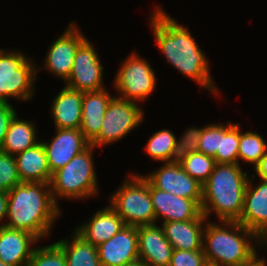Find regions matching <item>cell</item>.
Returning <instances> with one entry per match:
<instances>
[{
    "instance_id": "d6a6232c",
    "label": "cell",
    "mask_w": 267,
    "mask_h": 266,
    "mask_svg": "<svg viewBox=\"0 0 267 266\" xmlns=\"http://www.w3.org/2000/svg\"><path fill=\"white\" fill-rule=\"evenodd\" d=\"M220 144L221 123H212L202 127L198 152L214 158L217 151H220Z\"/></svg>"
},
{
    "instance_id": "1f68e13d",
    "label": "cell",
    "mask_w": 267,
    "mask_h": 266,
    "mask_svg": "<svg viewBox=\"0 0 267 266\" xmlns=\"http://www.w3.org/2000/svg\"><path fill=\"white\" fill-rule=\"evenodd\" d=\"M22 183L13 155L0 151V192H8L15 185Z\"/></svg>"
},
{
    "instance_id": "f1b7e54d",
    "label": "cell",
    "mask_w": 267,
    "mask_h": 266,
    "mask_svg": "<svg viewBox=\"0 0 267 266\" xmlns=\"http://www.w3.org/2000/svg\"><path fill=\"white\" fill-rule=\"evenodd\" d=\"M215 164L214 158L195 152L189 154L180 166L189 176L203 185L211 175Z\"/></svg>"
},
{
    "instance_id": "484cf974",
    "label": "cell",
    "mask_w": 267,
    "mask_h": 266,
    "mask_svg": "<svg viewBox=\"0 0 267 266\" xmlns=\"http://www.w3.org/2000/svg\"><path fill=\"white\" fill-rule=\"evenodd\" d=\"M240 141V125L228 121L221 123L220 151H217L215 163L238 164V148Z\"/></svg>"
},
{
    "instance_id": "9a60e30c",
    "label": "cell",
    "mask_w": 267,
    "mask_h": 266,
    "mask_svg": "<svg viewBox=\"0 0 267 266\" xmlns=\"http://www.w3.org/2000/svg\"><path fill=\"white\" fill-rule=\"evenodd\" d=\"M97 250L101 266H122L138 260V227L125 225Z\"/></svg>"
},
{
    "instance_id": "f35d334b",
    "label": "cell",
    "mask_w": 267,
    "mask_h": 266,
    "mask_svg": "<svg viewBox=\"0 0 267 266\" xmlns=\"http://www.w3.org/2000/svg\"><path fill=\"white\" fill-rule=\"evenodd\" d=\"M122 266H147L143 261H141L140 259L138 260H135L131 263H127L125 265H122Z\"/></svg>"
},
{
    "instance_id": "cb8c5ba5",
    "label": "cell",
    "mask_w": 267,
    "mask_h": 266,
    "mask_svg": "<svg viewBox=\"0 0 267 266\" xmlns=\"http://www.w3.org/2000/svg\"><path fill=\"white\" fill-rule=\"evenodd\" d=\"M36 127L32 121L19 120L18 114H16L9 124L0 151L15 156L34 147L40 142L36 135Z\"/></svg>"
},
{
    "instance_id": "7a4b0ae2",
    "label": "cell",
    "mask_w": 267,
    "mask_h": 266,
    "mask_svg": "<svg viewBox=\"0 0 267 266\" xmlns=\"http://www.w3.org/2000/svg\"><path fill=\"white\" fill-rule=\"evenodd\" d=\"M60 212L49 183L22 182L8 191L9 221L4 226L27 231L41 240L50 235Z\"/></svg>"
},
{
    "instance_id": "277c9868",
    "label": "cell",
    "mask_w": 267,
    "mask_h": 266,
    "mask_svg": "<svg viewBox=\"0 0 267 266\" xmlns=\"http://www.w3.org/2000/svg\"><path fill=\"white\" fill-rule=\"evenodd\" d=\"M248 175L240 164H215L211 175L202 185L201 210L207 220L212 212L219 222L240 219Z\"/></svg>"
},
{
    "instance_id": "8992f818",
    "label": "cell",
    "mask_w": 267,
    "mask_h": 266,
    "mask_svg": "<svg viewBox=\"0 0 267 266\" xmlns=\"http://www.w3.org/2000/svg\"><path fill=\"white\" fill-rule=\"evenodd\" d=\"M110 196V206L129 226H142L156 223L149 191V181L141 174H131Z\"/></svg>"
},
{
    "instance_id": "4fadbf2b",
    "label": "cell",
    "mask_w": 267,
    "mask_h": 266,
    "mask_svg": "<svg viewBox=\"0 0 267 266\" xmlns=\"http://www.w3.org/2000/svg\"><path fill=\"white\" fill-rule=\"evenodd\" d=\"M51 174L63 168L73 157L84 151L90 142L80 129L55 128L51 141L41 140Z\"/></svg>"
},
{
    "instance_id": "e575fe53",
    "label": "cell",
    "mask_w": 267,
    "mask_h": 266,
    "mask_svg": "<svg viewBox=\"0 0 267 266\" xmlns=\"http://www.w3.org/2000/svg\"><path fill=\"white\" fill-rule=\"evenodd\" d=\"M16 114L17 112L10 102H0V148L5 140L9 124Z\"/></svg>"
},
{
    "instance_id": "603a6c76",
    "label": "cell",
    "mask_w": 267,
    "mask_h": 266,
    "mask_svg": "<svg viewBox=\"0 0 267 266\" xmlns=\"http://www.w3.org/2000/svg\"><path fill=\"white\" fill-rule=\"evenodd\" d=\"M14 157L21 182L50 183L52 174L41 141Z\"/></svg>"
},
{
    "instance_id": "ac0fdd59",
    "label": "cell",
    "mask_w": 267,
    "mask_h": 266,
    "mask_svg": "<svg viewBox=\"0 0 267 266\" xmlns=\"http://www.w3.org/2000/svg\"><path fill=\"white\" fill-rule=\"evenodd\" d=\"M37 241L32 233L0 226V260L11 266H26Z\"/></svg>"
},
{
    "instance_id": "ab89813d",
    "label": "cell",
    "mask_w": 267,
    "mask_h": 266,
    "mask_svg": "<svg viewBox=\"0 0 267 266\" xmlns=\"http://www.w3.org/2000/svg\"><path fill=\"white\" fill-rule=\"evenodd\" d=\"M0 266H11V265L5 264L4 262H2V261L0 260Z\"/></svg>"
},
{
    "instance_id": "74e56055",
    "label": "cell",
    "mask_w": 267,
    "mask_h": 266,
    "mask_svg": "<svg viewBox=\"0 0 267 266\" xmlns=\"http://www.w3.org/2000/svg\"><path fill=\"white\" fill-rule=\"evenodd\" d=\"M266 259L265 258H262L261 256L255 260L251 265H248V266H266Z\"/></svg>"
},
{
    "instance_id": "6da1fadb",
    "label": "cell",
    "mask_w": 267,
    "mask_h": 266,
    "mask_svg": "<svg viewBox=\"0 0 267 266\" xmlns=\"http://www.w3.org/2000/svg\"><path fill=\"white\" fill-rule=\"evenodd\" d=\"M152 13L150 27L167 62L205 90L217 95L218 89L209 71V60L188 28L170 17L160 6H156Z\"/></svg>"
},
{
    "instance_id": "836d02e7",
    "label": "cell",
    "mask_w": 267,
    "mask_h": 266,
    "mask_svg": "<svg viewBox=\"0 0 267 266\" xmlns=\"http://www.w3.org/2000/svg\"><path fill=\"white\" fill-rule=\"evenodd\" d=\"M203 250H173L169 266H206Z\"/></svg>"
},
{
    "instance_id": "8d00e7d4",
    "label": "cell",
    "mask_w": 267,
    "mask_h": 266,
    "mask_svg": "<svg viewBox=\"0 0 267 266\" xmlns=\"http://www.w3.org/2000/svg\"><path fill=\"white\" fill-rule=\"evenodd\" d=\"M8 211V192H0V226H4L1 221L6 219Z\"/></svg>"
},
{
    "instance_id": "4316f807",
    "label": "cell",
    "mask_w": 267,
    "mask_h": 266,
    "mask_svg": "<svg viewBox=\"0 0 267 266\" xmlns=\"http://www.w3.org/2000/svg\"><path fill=\"white\" fill-rule=\"evenodd\" d=\"M266 151L267 144L261 135L251 131L242 133L240 128L238 164L240 163L239 160H243L252 163L255 167L265 155Z\"/></svg>"
},
{
    "instance_id": "30bf717a",
    "label": "cell",
    "mask_w": 267,
    "mask_h": 266,
    "mask_svg": "<svg viewBox=\"0 0 267 266\" xmlns=\"http://www.w3.org/2000/svg\"><path fill=\"white\" fill-rule=\"evenodd\" d=\"M104 67L100 57L87 38L77 49L71 73L65 86L81 92L99 91L104 89Z\"/></svg>"
},
{
    "instance_id": "ffe728a7",
    "label": "cell",
    "mask_w": 267,
    "mask_h": 266,
    "mask_svg": "<svg viewBox=\"0 0 267 266\" xmlns=\"http://www.w3.org/2000/svg\"><path fill=\"white\" fill-rule=\"evenodd\" d=\"M113 97L107 88L83 92L80 130L90 143L99 135L106 109Z\"/></svg>"
},
{
    "instance_id": "d4e9b609",
    "label": "cell",
    "mask_w": 267,
    "mask_h": 266,
    "mask_svg": "<svg viewBox=\"0 0 267 266\" xmlns=\"http://www.w3.org/2000/svg\"><path fill=\"white\" fill-rule=\"evenodd\" d=\"M71 239L55 242L64 252L67 266H101L97 247L86 241L75 230Z\"/></svg>"
},
{
    "instance_id": "9c48e42d",
    "label": "cell",
    "mask_w": 267,
    "mask_h": 266,
    "mask_svg": "<svg viewBox=\"0 0 267 266\" xmlns=\"http://www.w3.org/2000/svg\"><path fill=\"white\" fill-rule=\"evenodd\" d=\"M119 68L114 78L117 96L137 103L148 99L156 87L155 71L148 60L135 51L122 61Z\"/></svg>"
},
{
    "instance_id": "60d3db41",
    "label": "cell",
    "mask_w": 267,
    "mask_h": 266,
    "mask_svg": "<svg viewBox=\"0 0 267 266\" xmlns=\"http://www.w3.org/2000/svg\"><path fill=\"white\" fill-rule=\"evenodd\" d=\"M263 247H266L265 249H267V239L263 242Z\"/></svg>"
},
{
    "instance_id": "d6986e66",
    "label": "cell",
    "mask_w": 267,
    "mask_h": 266,
    "mask_svg": "<svg viewBox=\"0 0 267 266\" xmlns=\"http://www.w3.org/2000/svg\"><path fill=\"white\" fill-rule=\"evenodd\" d=\"M91 217L88 222L75 228V231L96 247L112 238L125 226L122 218L110 205L97 210Z\"/></svg>"
},
{
    "instance_id": "52a82bcc",
    "label": "cell",
    "mask_w": 267,
    "mask_h": 266,
    "mask_svg": "<svg viewBox=\"0 0 267 266\" xmlns=\"http://www.w3.org/2000/svg\"><path fill=\"white\" fill-rule=\"evenodd\" d=\"M33 63L19 50L0 49V102L9 103L10 98L25 102L33 98L39 69Z\"/></svg>"
},
{
    "instance_id": "f546056e",
    "label": "cell",
    "mask_w": 267,
    "mask_h": 266,
    "mask_svg": "<svg viewBox=\"0 0 267 266\" xmlns=\"http://www.w3.org/2000/svg\"><path fill=\"white\" fill-rule=\"evenodd\" d=\"M184 131L182 137L176 140L168 163L181 165L189 154L198 152L202 127H190Z\"/></svg>"
},
{
    "instance_id": "5b68a950",
    "label": "cell",
    "mask_w": 267,
    "mask_h": 266,
    "mask_svg": "<svg viewBox=\"0 0 267 266\" xmlns=\"http://www.w3.org/2000/svg\"><path fill=\"white\" fill-rule=\"evenodd\" d=\"M91 144L73 157L63 168L52 174L50 189L54 202L58 199H84L98 194V179L95 172ZM61 198V199H60Z\"/></svg>"
},
{
    "instance_id": "e0dca14e",
    "label": "cell",
    "mask_w": 267,
    "mask_h": 266,
    "mask_svg": "<svg viewBox=\"0 0 267 266\" xmlns=\"http://www.w3.org/2000/svg\"><path fill=\"white\" fill-rule=\"evenodd\" d=\"M173 250L161 225L138 226L139 259L147 266H169Z\"/></svg>"
},
{
    "instance_id": "d590c367",
    "label": "cell",
    "mask_w": 267,
    "mask_h": 266,
    "mask_svg": "<svg viewBox=\"0 0 267 266\" xmlns=\"http://www.w3.org/2000/svg\"><path fill=\"white\" fill-rule=\"evenodd\" d=\"M254 170L260 180L267 181V151L259 163L254 167Z\"/></svg>"
},
{
    "instance_id": "2e32d148",
    "label": "cell",
    "mask_w": 267,
    "mask_h": 266,
    "mask_svg": "<svg viewBox=\"0 0 267 266\" xmlns=\"http://www.w3.org/2000/svg\"><path fill=\"white\" fill-rule=\"evenodd\" d=\"M245 193L244 208L238 222L253 231L263 242L267 239V181L252 186L255 175H250Z\"/></svg>"
},
{
    "instance_id": "8fae6325",
    "label": "cell",
    "mask_w": 267,
    "mask_h": 266,
    "mask_svg": "<svg viewBox=\"0 0 267 266\" xmlns=\"http://www.w3.org/2000/svg\"><path fill=\"white\" fill-rule=\"evenodd\" d=\"M77 24L71 22L68 28L49 46L44 59V65L40 69H47L51 75L60 77L65 82L68 80L78 47L87 39L77 28Z\"/></svg>"
},
{
    "instance_id": "5bb4252c",
    "label": "cell",
    "mask_w": 267,
    "mask_h": 266,
    "mask_svg": "<svg viewBox=\"0 0 267 266\" xmlns=\"http://www.w3.org/2000/svg\"><path fill=\"white\" fill-rule=\"evenodd\" d=\"M149 191L156 214V221L162 219L161 223H164L169 221L207 219L202 214L201 206L195 200L186 199L157 189L150 182Z\"/></svg>"
},
{
    "instance_id": "3957f363",
    "label": "cell",
    "mask_w": 267,
    "mask_h": 266,
    "mask_svg": "<svg viewBox=\"0 0 267 266\" xmlns=\"http://www.w3.org/2000/svg\"><path fill=\"white\" fill-rule=\"evenodd\" d=\"M220 222L218 225L207 220L205 224L203 252L207 264L248 266L259 258L256 245L262 249L263 241L253 231L238 221Z\"/></svg>"
},
{
    "instance_id": "4dcf8cb0",
    "label": "cell",
    "mask_w": 267,
    "mask_h": 266,
    "mask_svg": "<svg viewBox=\"0 0 267 266\" xmlns=\"http://www.w3.org/2000/svg\"><path fill=\"white\" fill-rule=\"evenodd\" d=\"M26 266H67L63 250L56 244L35 247Z\"/></svg>"
},
{
    "instance_id": "ba28073f",
    "label": "cell",
    "mask_w": 267,
    "mask_h": 266,
    "mask_svg": "<svg viewBox=\"0 0 267 266\" xmlns=\"http://www.w3.org/2000/svg\"><path fill=\"white\" fill-rule=\"evenodd\" d=\"M144 121V111L135 101L114 96L110 101L99 135L90 143L96 148L117 142Z\"/></svg>"
},
{
    "instance_id": "44dd1931",
    "label": "cell",
    "mask_w": 267,
    "mask_h": 266,
    "mask_svg": "<svg viewBox=\"0 0 267 266\" xmlns=\"http://www.w3.org/2000/svg\"><path fill=\"white\" fill-rule=\"evenodd\" d=\"M207 219L161 223L165 237L176 250H203V233Z\"/></svg>"
},
{
    "instance_id": "7c38bea8",
    "label": "cell",
    "mask_w": 267,
    "mask_h": 266,
    "mask_svg": "<svg viewBox=\"0 0 267 266\" xmlns=\"http://www.w3.org/2000/svg\"><path fill=\"white\" fill-rule=\"evenodd\" d=\"M163 166L143 175L155 188L202 204V185L180 165L164 162Z\"/></svg>"
},
{
    "instance_id": "83f0119b",
    "label": "cell",
    "mask_w": 267,
    "mask_h": 266,
    "mask_svg": "<svg viewBox=\"0 0 267 266\" xmlns=\"http://www.w3.org/2000/svg\"><path fill=\"white\" fill-rule=\"evenodd\" d=\"M176 140L177 138L172 131L161 129L149 138L145 151L152 160L168 162Z\"/></svg>"
},
{
    "instance_id": "7402d4cb",
    "label": "cell",
    "mask_w": 267,
    "mask_h": 266,
    "mask_svg": "<svg viewBox=\"0 0 267 266\" xmlns=\"http://www.w3.org/2000/svg\"><path fill=\"white\" fill-rule=\"evenodd\" d=\"M83 92L66 86L58 92L51 104L55 128L80 129Z\"/></svg>"
}]
</instances>
